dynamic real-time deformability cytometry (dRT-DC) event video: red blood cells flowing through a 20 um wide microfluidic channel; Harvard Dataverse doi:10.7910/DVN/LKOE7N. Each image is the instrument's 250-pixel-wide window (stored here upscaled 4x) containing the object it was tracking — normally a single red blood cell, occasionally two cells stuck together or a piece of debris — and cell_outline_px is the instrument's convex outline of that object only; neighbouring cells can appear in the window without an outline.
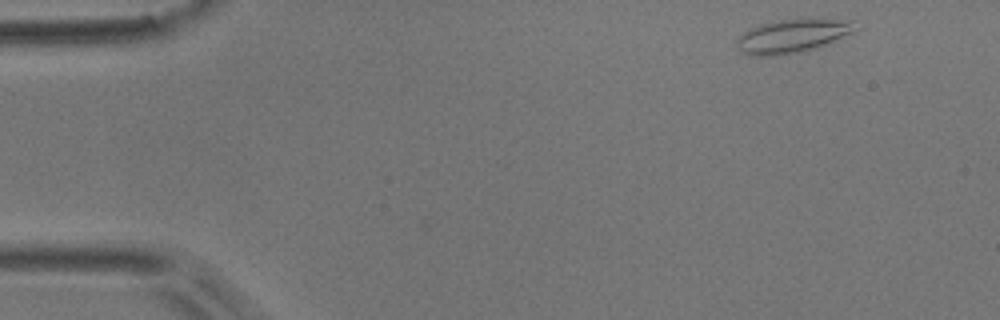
{"species": "common noctule bat (a hibernating species)", "species_latin": "Nyctalus noctula", "temperature_condition": "room temperature", "stored_images_in_passage": 3, "camera_frame_rate_fps": 3000, "um_per_image_px": 0.085, "animal": {"sex": "male", "body_mass_g": 17.9}, "frame": {"image": 1, "passage_image": 1, "time_ms": 0.0, "image_size_px": [1000, 320], "cell_outline_px": [[856, 20], [852, 32], [816, 48], [800, 52], [772, 56], [748, 56], [740, 52], [736, 44], [736, 40], [744, 32], [760, 24], [780, 20], [812, 16]], "centroid_in_image_um": [67.36, 3.02], "position_along_channel_um": 17.6, "area_um2": 23.7}}